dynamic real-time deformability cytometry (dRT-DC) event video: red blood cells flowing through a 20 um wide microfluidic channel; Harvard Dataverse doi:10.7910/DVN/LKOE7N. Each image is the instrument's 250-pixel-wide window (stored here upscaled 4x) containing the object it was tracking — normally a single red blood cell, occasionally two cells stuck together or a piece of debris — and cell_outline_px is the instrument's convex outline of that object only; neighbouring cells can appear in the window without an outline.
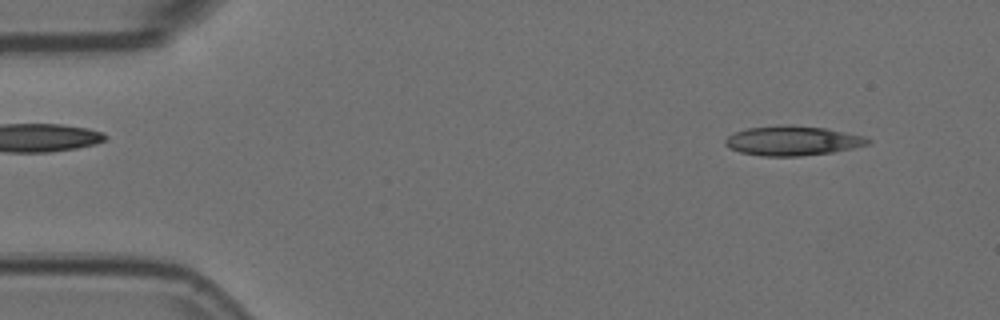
{"species": "Egyptian fruit bat (a non-hibernating species)", "species_latin": "Rousettus aegyptiacus", "temperature_condition": "room temperature", "stored_images_in_passage": 53, "camera_frame_rate_fps": 3000, "um_per_image_px": 0.085, "animal": {"sex": "female"}, "frame": {"image": 1, "passage_image": 3, "time_ms": 0.667, "image_size_px": [1000, 320], "cell_outline_px": [[872, 140], [868, 144], [852, 148], [832, 152], [800, 156], [760, 156], [740, 152], [728, 148], [724, 144], [724, 140], [728, 136], [736, 132], [748, 128], [788, 124], [824, 128], [864, 136]], "centroid_in_image_um": [67.34, 11.96], "position_along_channel_um": 17.7, "area_um2": 24.51}}
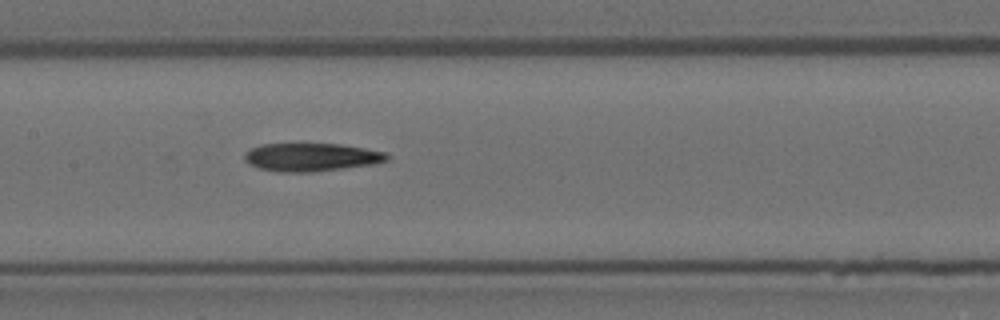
{"frame": {"image": 2, "passage_image": 24, "time_ms": 7.667, "image_size_px": [1000, 320], "cell_outline_px": [[392, 156], [388, 160], [372, 164], [308, 172], [280, 172], [260, 168], [248, 164], [244, 160], [244, 152], [252, 148], [264, 144], [340, 144], [364, 148], [384, 152]], "centroid_in_image_um": [26.44, 13.35], "position_along_channel_um": 181.0, "area_um2": 23.12}}
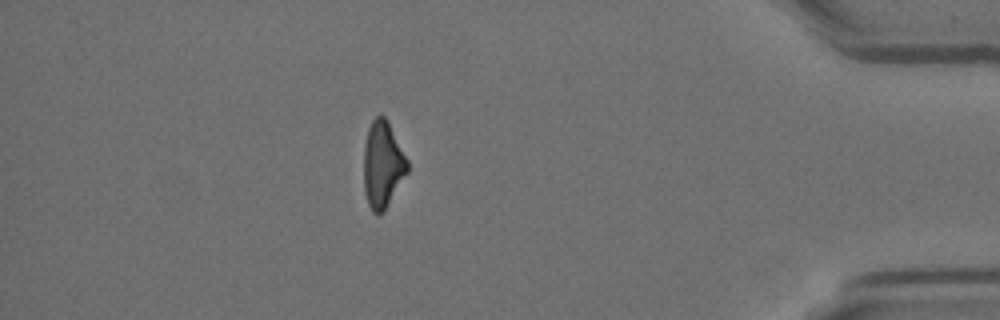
{"frame": {"image": 3, "passage_image": 46, "time_ms": 15.0, "image_size_px": [1000, 320], "cell_outline_px": [[408, 172], [384, 212], [372, 212], [368, 204], [364, 192], [364, 144], [368, 128], [372, 120], [376, 116], [384, 116], [388, 120], [408, 160]], "centroid_in_image_um": [32.53, 13.98], "position_along_channel_um": 402.7, "area_um2": 22.14}}